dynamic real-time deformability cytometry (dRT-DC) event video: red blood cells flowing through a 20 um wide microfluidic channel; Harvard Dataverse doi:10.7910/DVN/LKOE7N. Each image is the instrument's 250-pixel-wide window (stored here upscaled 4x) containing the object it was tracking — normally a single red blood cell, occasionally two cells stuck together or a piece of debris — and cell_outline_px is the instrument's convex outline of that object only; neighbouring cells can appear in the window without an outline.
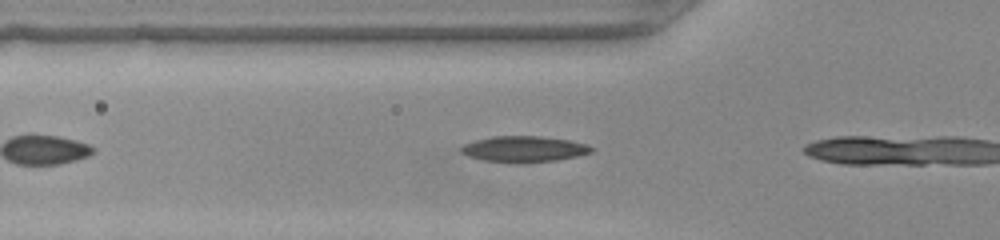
{"species": "common noctule bat (a hibernating species)", "species_latin": "Nyctalus noctula", "temperature_condition": "warm", "stored_images_in_passage": 4, "camera_frame_rate_fps": 3000, "um_per_image_px": 0.085, "animal": {"sex": "female", "body_mass_g": 22.0, "forearm_length_mm": 56.7}, "frame": {"image": 1, "passage_image": 3, "time_ms": 0.667, "image_size_px": [1000, 240], "cell_outline_px": [[596, 148], [592, 152], [576, 156], [556, 160], [516, 164], [484, 160], [468, 156], [460, 152], [460, 148], [464, 144], [476, 140], [492, 136], [540, 136], [568, 140], [588, 144]], "centroid_in_image_um": [44.54, 12.67], "position_along_channel_um": 81.3, "area_um2": 19.88}}